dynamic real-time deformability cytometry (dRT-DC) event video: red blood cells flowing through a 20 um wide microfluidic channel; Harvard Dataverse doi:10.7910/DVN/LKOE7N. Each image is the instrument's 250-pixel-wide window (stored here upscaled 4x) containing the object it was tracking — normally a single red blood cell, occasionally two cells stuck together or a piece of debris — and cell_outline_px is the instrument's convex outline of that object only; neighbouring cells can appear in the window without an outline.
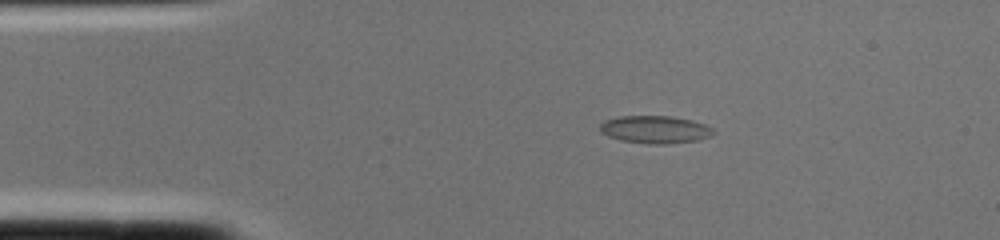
{"species": "common noctule bat (a hibernating species)", "species_latin": "Nyctalus noctula", "temperature_condition": "cold", "stored_images_in_passage": 1, "camera_frame_rate_fps": 3000, "um_per_image_px": 0.085, "animal": {"sex": "female", "body_mass_g": 22.0, "forearm_length_mm": 56.7}, "frame": {"image": 1, "passage_image": 1, "time_ms": 0.0, "image_size_px": [1000, 240], "cell_outline_px": [[716, 132], [712, 136], [696, 140], [668, 144], [648, 144], [620, 140], [608, 136], [600, 132], [600, 124], [604, 120], [620, 116], [672, 116], [692, 120], [704, 124], [712, 128]], "centroid_in_image_um": [55.68, 11.01], "position_along_channel_um": 29.3, "area_um2": 18.38}}